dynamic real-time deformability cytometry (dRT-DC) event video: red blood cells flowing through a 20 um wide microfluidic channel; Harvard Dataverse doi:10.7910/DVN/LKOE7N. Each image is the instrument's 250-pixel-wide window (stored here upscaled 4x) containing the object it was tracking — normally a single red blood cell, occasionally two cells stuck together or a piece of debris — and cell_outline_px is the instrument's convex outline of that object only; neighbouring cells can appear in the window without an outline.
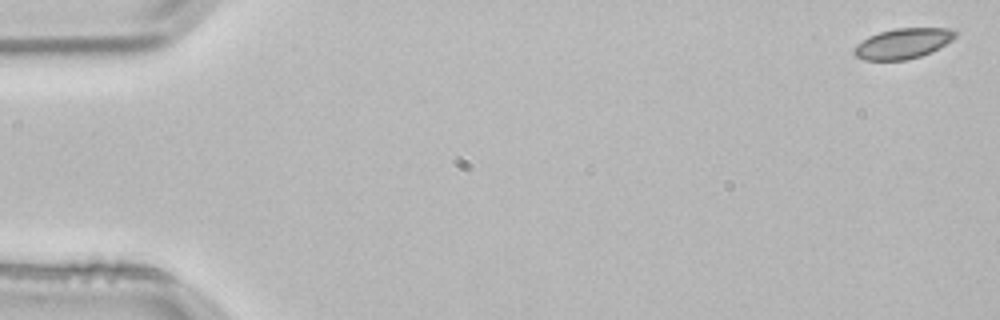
{"species": "common noctule bat (a hibernating species)", "species_latin": "Nyctalus noctula", "temperature_condition": "room temperature", "stored_images_in_passage": 5, "camera_frame_rate_fps": 3000, "um_per_image_px": 0.085, "animal": {"sex": "male", "body_mass_g": 21.5, "forearm_length_mm": 52.0}, "frame": {"image": 1, "passage_image": 1, "time_ms": 0.0, "image_size_px": [1000, 320], "cell_outline_px": [[960, 32], [952, 40], [920, 56], [904, 60], [864, 60], [856, 56], [852, 52], [852, 48], [856, 44], [868, 36], [880, 32], [896, 28], [956, 28]], "centroid_in_image_um": [76.74, 3.68], "position_along_channel_um": 8.3, "area_um2": 17.92}}
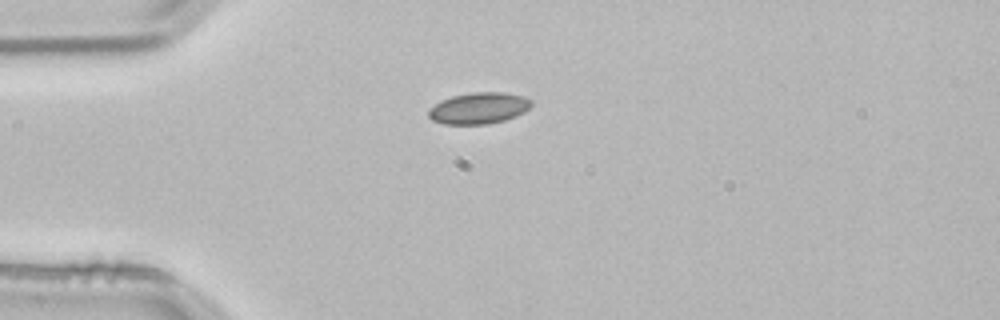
{"frame": {"image": 2, "passage_image": 4, "time_ms": 1.0, "image_size_px": [1000, 320], "cell_outline_px": [[532, 104], [524, 112], [516, 116], [504, 120], [488, 124], [444, 124], [432, 120], [428, 116], [428, 108], [440, 100], [452, 96], [472, 92], [504, 92], [524, 96], [532, 100]], "centroid_in_image_um": [40.68, 9.19], "position_along_channel_um": 44.3, "area_um2": 18.96}}